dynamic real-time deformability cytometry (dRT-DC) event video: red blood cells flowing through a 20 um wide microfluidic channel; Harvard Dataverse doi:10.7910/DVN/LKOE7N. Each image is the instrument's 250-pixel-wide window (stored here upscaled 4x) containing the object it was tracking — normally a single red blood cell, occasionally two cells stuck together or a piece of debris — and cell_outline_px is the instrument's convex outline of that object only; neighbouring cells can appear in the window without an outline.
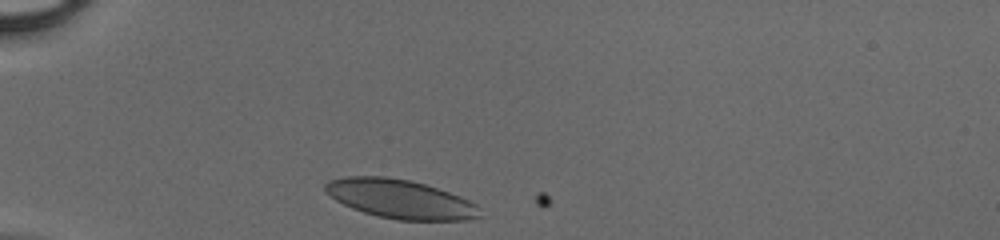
{"species": "human", "species_latin": "Homo sapiens", "temperature_condition": "cold", "stored_images_in_passage": 28, "camera_frame_rate_fps": 3000, "um_per_image_px": 0.085, "donor": {"sex": "male"}, "frame": {"image": 1, "passage_image": 1, "time_ms": 0.0, "image_size_px": [1000, 240], "cell_outline_px": [[484, 216], [468, 220], [396, 220], [364, 212], [352, 208], [336, 200], [324, 192], [324, 184], [328, 180], [344, 176], [384, 176], [412, 180], [460, 196], [476, 204], [480, 208]], "centroid_in_image_um": [34.02, 16.91], "position_along_channel_um": 51.0, "area_um2": 35.26}}
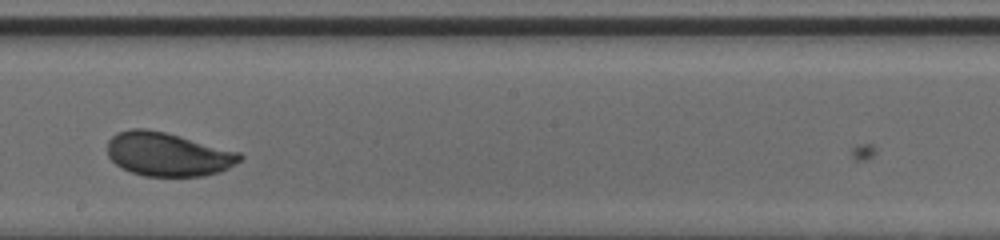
{"frame": {"image": 2, "passage_image": 16, "time_ms": 5.0, "image_size_px": [1000, 240], "cell_outline_px": [[244, 156], [240, 160], [228, 168], [220, 172], [204, 176], [144, 176], [120, 168], [108, 156], [108, 140], [116, 132], [132, 128], [144, 128], [164, 132], [180, 136], [240, 152]], "centroid_in_image_um": [14.25, 13.11], "position_along_channel_um": 233.9, "area_um2": 33.76}}
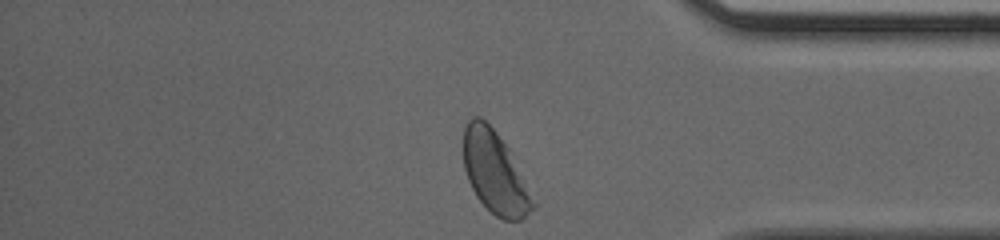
{"frame": {"image": 3, "passage_image": 28, "time_ms": 9.0, "image_size_px": [1000, 240], "cell_outline_px": [[536, 204], [520, 220], [504, 220], [496, 216], [476, 196], [468, 180], [464, 168], [464, 128], [468, 120], [472, 116], [480, 116], [496, 132], [508, 148]], "centroid_in_image_um": [42.03, 14.64], "position_along_channel_um": 393.2, "area_um2": 32.43}}